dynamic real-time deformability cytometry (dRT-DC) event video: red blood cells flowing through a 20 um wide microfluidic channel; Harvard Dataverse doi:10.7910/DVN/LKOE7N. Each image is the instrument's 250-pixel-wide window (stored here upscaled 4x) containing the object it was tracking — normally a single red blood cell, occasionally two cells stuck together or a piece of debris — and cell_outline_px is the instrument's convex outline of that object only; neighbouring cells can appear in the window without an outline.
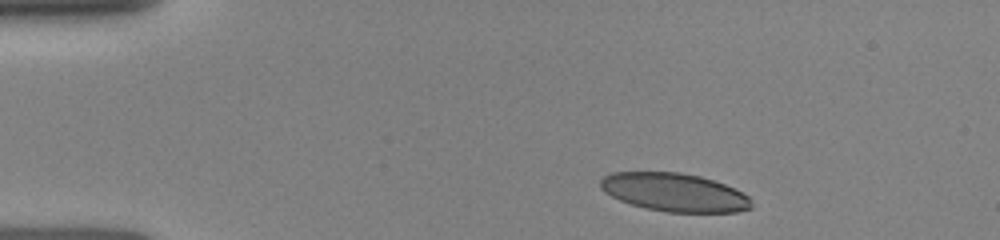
{"species": "human", "species_latin": "Homo sapiens", "temperature_condition": "room temperature", "stored_images_in_passage": 24, "camera_frame_rate_fps": 3000, "um_per_image_px": 0.085, "donor": {"sex": "female"}, "frame": {"image": 1, "passage_image": 1, "time_ms": 0.0, "image_size_px": [1000, 240], "cell_outline_px": [[752, 208], [736, 212], [668, 212], [644, 208], [620, 200], [604, 192], [600, 188], [600, 180], [604, 176], [612, 172], [680, 172], [700, 176], [724, 184], [748, 196], [752, 200]], "centroid_in_image_um": [57.3, 16.35], "position_along_channel_um": 27.7, "area_um2": 33.64}}
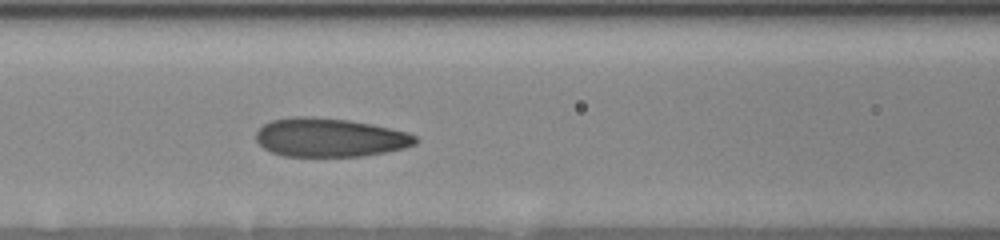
{"frame": {"image": 2, "passage_image": 9, "time_ms": 4.333, "image_size_px": [1000, 240], "cell_outline_px": [[416, 144], [404, 148], [384, 152], [360, 156], [284, 156], [272, 152], [264, 148], [256, 140], [256, 132], [264, 124], [272, 120], [296, 116], [312, 116], [348, 120], [372, 124], [408, 132], [416, 136]], "centroid_in_image_um": [28.02, 11.68], "position_along_channel_um": 138.6, "area_um2": 35.84}}
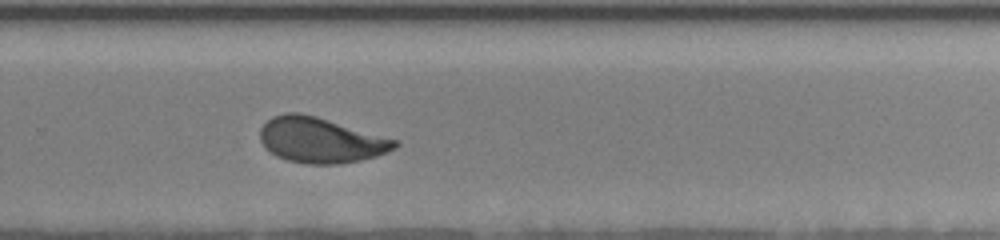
{"frame": {"image": 3, "passage_image": 24, "time_ms": 8.333, "image_size_px": [1000, 240], "cell_outline_px": [[400, 144], [396, 148], [388, 152], [376, 156], [360, 160], [340, 164], [304, 164], [288, 160], [276, 156], [264, 148], [260, 140], [260, 128], [272, 116], [284, 112], [300, 112], [316, 116], [400, 140]], "centroid_in_image_um": [27.27, 11.91], "position_along_channel_um": 302.5, "area_um2": 36.07}}